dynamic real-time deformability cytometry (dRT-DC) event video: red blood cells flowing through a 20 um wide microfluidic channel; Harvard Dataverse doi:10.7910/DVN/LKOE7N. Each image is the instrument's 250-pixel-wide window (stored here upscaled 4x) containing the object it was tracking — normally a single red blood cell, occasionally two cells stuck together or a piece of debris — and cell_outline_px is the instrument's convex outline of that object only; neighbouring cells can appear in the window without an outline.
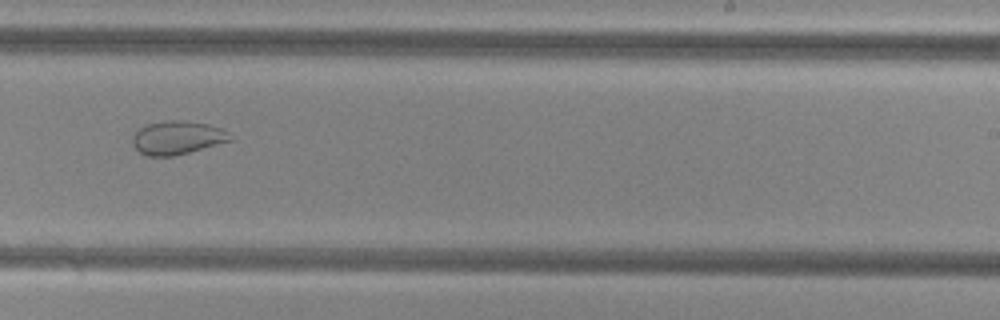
{"species": "common noctule bat (a hibernating species)", "species_latin": "Nyctalus noctula", "temperature_condition": "cold", "stored_images_in_passage": 52, "camera_frame_rate_fps": 3000, "um_per_image_px": 0.085, "animal": {"sex": "female", "body_mass_g": 29.2, "forearm_length_mm": 56.3}, "frame": {"image": 1, "passage_image": 35, "time_ms": 11.333, "image_size_px": [1000, 320], "cell_outline_px": [[236, 140], [172, 156], [144, 156], [132, 144], [132, 136], [144, 124], [168, 120], [180, 120], [208, 124], [220, 128], [236, 136]], "centroid_in_image_um": [15.11, 11.7], "position_along_channel_um": 273.9, "area_um2": 19.31}}
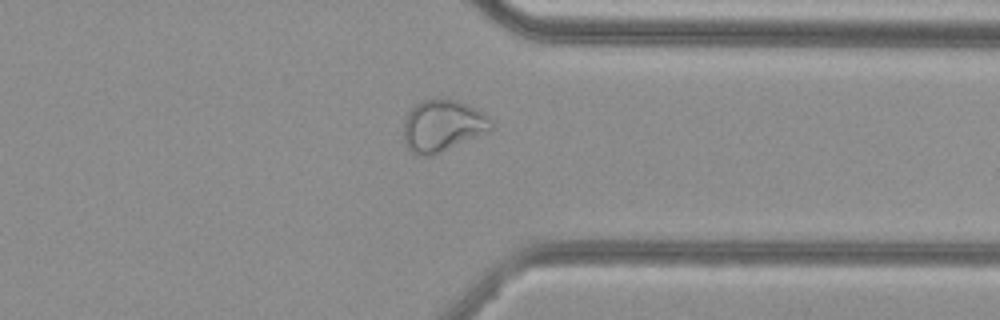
{"frame": {"image": 2, "passage_image": 43, "time_ms": 14.0, "image_size_px": [1000, 320], "cell_outline_px": [[496, 128], [488, 132], [432, 156], [416, 156], [408, 148], [404, 140], [404, 120], [408, 112], [416, 104], [424, 100], [456, 100], [468, 104], [484, 112], [492, 120]], "centroid_in_image_um": [37.66, 10.71], "position_along_channel_um": 373.7, "area_um2": 26.53}}
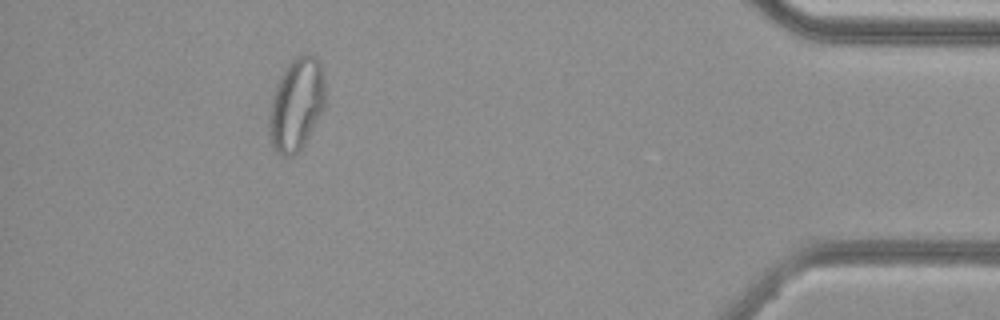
{"frame": {"image": 3, "passage_image": 50, "time_ms": 16.333, "image_size_px": [1000, 320], "cell_outline_px": [[324, 108], [304, 144], [292, 156], [280, 156], [276, 152], [272, 144], [268, 132], [268, 120], [272, 100], [276, 84], [280, 76], [288, 64], [300, 52], [316, 52], [320, 60], [324, 80]], "centroid_in_image_um": [25.2, 8.81], "position_along_channel_um": 410.0, "area_um2": 30.58}, "authors_computed_cell_mechanics": {"area_um2": 28.6399, "velocity_mm_per_s": 3.8111, "shape_relaxation_time_tau1_ms": null, "shape_relaxation_time_tau2_ms": 1.1948, "deformation_change_tau1": null, "deformation_change_tau2": 0.0605}}